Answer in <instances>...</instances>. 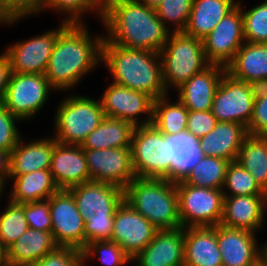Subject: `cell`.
Masks as SVG:
<instances>
[{
  "label": "cell",
  "instance_id": "cell-1",
  "mask_svg": "<svg viewBox=\"0 0 267 266\" xmlns=\"http://www.w3.org/2000/svg\"><path fill=\"white\" fill-rule=\"evenodd\" d=\"M100 21L107 30L103 37L109 43L156 53L163 49L172 32L158 18L155 9L138 0H103Z\"/></svg>",
  "mask_w": 267,
  "mask_h": 266
},
{
  "label": "cell",
  "instance_id": "cell-2",
  "mask_svg": "<svg viewBox=\"0 0 267 266\" xmlns=\"http://www.w3.org/2000/svg\"><path fill=\"white\" fill-rule=\"evenodd\" d=\"M84 23H70L58 35L45 76L54 90L77 85L102 61V35L90 37Z\"/></svg>",
  "mask_w": 267,
  "mask_h": 266
},
{
  "label": "cell",
  "instance_id": "cell-3",
  "mask_svg": "<svg viewBox=\"0 0 267 266\" xmlns=\"http://www.w3.org/2000/svg\"><path fill=\"white\" fill-rule=\"evenodd\" d=\"M101 62L109 69L114 84L146 93L154 100L168 95L159 53L120 47L103 39Z\"/></svg>",
  "mask_w": 267,
  "mask_h": 266
},
{
  "label": "cell",
  "instance_id": "cell-4",
  "mask_svg": "<svg viewBox=\"0 0 267 266\" xmlns=\"http://www.w3.org/2000/svg\"><path fill=\"white\" fill-rule=\"evenodd\" d=\"M124 200L158 230L181 227L176 181L135 177L124 189Z\"/></svg>",
  "mask_w": 267,
  "mask_h": 266
},
{
  "label": "cell",
  "instance_id": "cell-5",
  "mask_svg": "<svg viewBox=\"0 0 267 266\" xmlns=\"http://www.w3.org/2000/svg\"><path fill=\"white\" fill-rule=\"evenodd\" d=\"M159 54L166 91L170 87L179 88L210 65L205 57L202 39L184 32H171Z\"/></svg>",
  "mask_w": 267,
  "mask_h": 266
},
{
  "label": "cell",
  "instance_id": "cell-6",
  "mask_svg": "<svg viewBox=\"0 0 267 266\" xmlns=\"http://www.w3.org/2000/svg\"><path fill=\"white\" fill-rule=\"evenodd\" d=\"M104 117L100 100L79 95L64 98L54 117V138L61 144L81 145Z\"/></svg>",
  "mask_w": 267,
  "mask_h": 266
},
{
  "label": "cell",
  "instance_id": "cell-7",
  "mask_svg": "<svg viewBox=\"0 0 267 266\" xmlns=\"http://www.w3.org/2000/svg\"><path fill=\"white\" fill-rule=\"evenodd\" d=\"M181 227L220 225L223 215V189L194 187L176 181Z\"/></svg>",
  "mask_w": 267,
  "mask_h": 266
},
{
  "label": "cell",
  "instance_id": "cell-8",
  "mask_svg": "<svg viewBox=\"0 0 267 266\" xmlns=\"http://www.w3.org/2000/svg\"><path fill=\"white\" fill-rule=\"evenodd\" d=\"M164 142L165 135L152 123L135 127L131 152L136 177L172 180L169 158L159 147Z\"/></svg>",
  "mask_w": 267,
  "mask_h": 266
},
{
  "label": "cell",
  "instance_id": "cell-9",
  "mask_svg": "<svg viewBox=\"0 0 267 266\" xmlns=\"http://www.w3.org/2000/svg\"><path fill=\"white\" fill-rule=\"evenodd\" d=\"M257 86L224 73L215 91L211 107L217 122L248 126L251 121Z\"/></svg>",
  "mask_w": 267,
  "mask_h": 266
},
{
  "label": "cell",
  "instance_id": "cell-10",
  "mask_svg": "<svg viewBox=\"0 0 267 266\" xmlns=\"http://www.w3.org/2000/svg\"><path fill=\"white\" fill-rule=\"evenodd\" d=\"M50 86L45 74L12 72L2 104L21 121L36 116L48 99Z\"/></svg>",
  "mask_w": 267,
  "mask_h": 266
},
{
  "label": "cell",
  "instance_id": "cell-11",
  "mask_svg": "<svg viewBox=\"0 0 267 266\" xmlns=\"http://www.w3.org/2000/svg\"><path fill=\"white\" fill-rule=\"evenodd\" d=\"M48 201L52 221L51 233L56 245L83 251L85 221L72 194L66 189H59Z\"/></svg>",
  "mask_w": 267,
  "mask_h": 266
},
{
  "label": "cell",
  "instance_id": "cell-12",
  "mask_svg": "<svg viewBox=\"0 0 267 266\" xmlns=\"http://www.w3.org/2000/svg\"><path fill=\"white\" fill-rule=\"evenodd\" d=\"M202 41L207 61L226 67L245 43L241 8L237 5Z\"/></svg>",
  "mask_w": 267,
  "mask_h": 266
},
{
  "label": "cell",
  "instance_id": "cell-13",
  "mask_svg": "<svg viewBox=\"0 0 267 266\" xmlns=\"http://www.w3.org/2000/svg\"><path fill=\"white\" fill-rule=\"evenodd\" d=\"M90 181L125 189L136 177L131 148L84 150Z\"/></svg>",
  "mask_w": 267,
  "mask_h": 266
},
{
  "label": "cell",
  "instance_id": "cell-14",
  "mask_svg": "<svg viewBox=\"0 0 267 266\" xmlns=\"http://www.w3.org/2000/svg\"><path fill=\"white\" fill-rule=\"evenodd\" d=\"M68 24L62 21L57 29L9 46L4 53L9 58L12 72L45 74L56 39Z\"/></svg>",
  "mask_w": 267,
  "mask_h": 266
},
{
  "label": "cell",
  "instance_id": "cell-15",
  "mask_svg": "<svg viewBox=\"0 0 267 266\" xmlns=\"http://www.w3.org/2000/svg\"><path fill=\"white\" fill-rule=\"evenodd\" d=\"M158 229L125 200L115 211L111 241L133 259L154 238Z\"/></svg>",
  "mask_w": 267,
  "mask_h": 266
},
{
  "label": "cell",
  "instance_id": "cell-16",
  "mask_svg": "<svg viewBox=\"0 0 267 266\" xmlns=\"http://www.w3.org/2000/svg\"><path fill=\"white\" fill-rule=\"evenodd\" d=\"M100 101L106 117L128 121L135 127L152 123L154 99L146 93L111 83ZM141 114L149 117L141 122L137 121Z\"/></svg>",
  "mask_w": 267,
  "mask_h": 266
},
{
  "label": "cell",
  "instance_id": "cell-17",
  "mask_svg": "<svg viewBox=\"0 0 267 266\" xmlns=\"http://www.w3.org/2000/svg\"><path fill=\"white\" fill-rule=\"evenodd\" d=\"M67 190L84 220L93 214H115L124 201V189L109 183L90 181Z\"/></svg>",
  "mask_w": 267,
  "mask_h": 266
},
{
  "label": "cell",
  "instance_id": "cell-18",
  "mask_svg": "<svg viewBox=\"0 0 267 266\" xmlns=\"http://www.w3.org/2000/svg\"><path fill=\"white\" fill-rule=\"evenodd\" d=\"M50 172L59 189H69L90 182L84 149L80 145L56 143Z\"/></svg>",
  "mask_w": 267,
  "mask_h": 266
},
{
  "label": "cell",
  "instance_id": "cell-19",
  "mask_svg": "<svg viewBox=\"0 0 267 266\" xmlns=\"http://www.w3.org/2000/svg\"><path fill=\"white\" fill-rule=\"evenodd\" d=\"M256 233L217 225V243L223 266H257L259 247Z\"/></svg>",
  "mask_w": 267,
  "mask_h": 266
},
{
  "label": "cell",
  "instance_id": "cell-20",
  "mask_svg": "<svg viewBox=\"0 0 267 266\" xmlns=\"http://www.w3.org/2000/svg\"><path fill=\"white\" fill-rule=\"evenodd\" d=\"M132 261L137 266H184V228L158 230Z\"/></svg>",
  "mask_w": 267,
  "mask_h": 266
},
{
  "label": "cell",
  "instance_id": "cell-21",
  "mask_svg": "<svg viewBox=\"0 0 267 266\" xmlns=\"http://www.w3.org/2000/svg\"><path fill=\"white\" fill-rule=\"evenodd\" d=\"M225 72L226 67L210 64L177 88V99L189 111L211 110L215 91Z\"/></svg>",
  "mask_w": 267,
  "mask_h": 266
},
{
  "label": "cell",
  "instance_id": "cell-22",
  "mask_svg": "<svg viewBox=\"0 0 267 266\" xmlns=\"http://www.w3.org/2000/svg\"><path fill=\"white\" fill-rule=\"evenodd\" d=\"M264 196H224L221 225L232 229H244L256 233L264 220Z\"/></svg>",
  "mask_w": 267,
  "mask_h": 266
},
{
  "label": "cell",
  "instance_id": "cell-23",
  "mask_svg": "<svg viewBox=\"0 0 267 266\" xmlns=\"http://www.w3.org/2000/svg\"><path fill=\"white\" fill-rule=\"evenodd\" d=\"M184 266H223L217 225L184 228Z\"/></svg>",
  "mask_w": 267,
  "mask_h": 266
},
{
  "label": "cell",
  "instance_id": "cell-24",
  "mask_svg": "<svg viewBox=\"0 0 267 266\" xmlns=\"http://www.w3.org/2000/svg\"><path fill=\"white\" fill-rule=\"evenodd\" d=\"M248 136L247 127L233 122H217L213 130L198 139L202 155L236 161Z\"/></svg>",
  "mask_w": 267,
  "mask_h": 266
},
{
  "label": "cell",
  "instance_id": "cell-25",
  "mask_svg": "<svg viewBox=\"0 0 267 266\" xmlns=\"http://www.w3.org/2000/svg\"><path fill=\"white\" fill-rule=\"evenodd\" d=\"M233 78L256 86L267 84V43L245 42L226 66Z\"/></svg>",
  "mask_w": 267,
  "mask_h": 266
},
{
  "label": "cell",
  "instance_id": "cell-26",
  "mask_svg": "<svg viewBox=\"0 0 267 266\" xmlns=\"http://www.w3.org/2000/svg\"><path fill=\"white\" fill-rule=\"evenodd\" d=\"M57 141L53 137L18 144L10 152V176L50 169L51 156Z\"/></svg>",
  "mask_w": 267,
  "mask_h": 266
},
{
  "label": "cell",
  "instance_id": "cell-27",
  "mask_svg": "<svg viewBox=\"0 0 267 266\" xmlns=\"http://www.w3.org/2000/svg\"><path fill=\"white\" fill-rule=\"evenodd\" d=\"M159 147L169 158L173 181L181 180L203 156L198 139L188 131L165 136V142Z\"/></svg>",
  "mask_w": 267,
  "mask_h": 266
},
{
  "label": "cell",
  "instance_id": "cell-28",
  "mask_svg": "<svg viewBox=\"0 0 267 266\" xmlns=\"http://www.w3.org/2000/svg\"><path fill=\"white\" fill-rule=\"evenodd\" d=\"M57 247L51 231L28 228L9 248L10 266H29Z\"/></svg>",
  "mask_w": 267,
  "mask_h": 266
},
{
  "label": "cell",
  "instance_id": "cell-29",
  "mask_svg": "<svg viewBox=\"0 0 267 266\" xmlns=\"http://www.w3.org/2000/svg\"><path fill=\"white\" fill-rule=\"evenodd\" d=\"M237 4V0H193L188 24L183 32L203 39Z\"/></svg>",
  "mask_w": 267,
  "mask_h": 266
},
{
  "label": "cell",
  "instance_id": "cell-30",
  "mask_svg": "<svg viewBox=\"0 0 267 266\" xmlns=\"http://www.w3.org/2000/svg\"><path fill=\"white\" fill-rule=\"evenodd\" d=\"M9 178L13 180V187L8 199L19 204L48 200L59 190L50 169L9 176Z\"/></svg>",
  "mask_w": 267,
  "mask_h": 266
},
{
  "label": "cell",
  "instance_id": "cell-31",
  "mask_svg": "<svg viewBox=\"0 0 267 266\" xmlns=\"http://www.w3.org/2000/svg\"><path fill=\"white\" fill-rule=\"evenodd\" d=\"M135 126L118 118L104 117L80 145L84 150L131 148Z\"/></svg>",
  "mask_w": 267,
  "mask_h": 266
},
{
  "label": "cell",
  "instance_id": "cell-32",
  "mask_svg": "<svg viewBox=\"0 0 267 266\" xmlns=\"http://www.w3.org/2000/svg\"><path fill=\"white\" fill-rule=\"evenodd\" d=\"M236 161L250 172L263 190L267 188V136L248 135Z\"/></svg>",
  "mask_w": 267,
  "mask_h": 266
},
{
  "label": "cell",
  "instance_id": "cell-33",
  "mask_svg": "<svg viewBox=\"0 0 267 266\" xmlns=\"http://www.w3.org/2000/svg\"><path fill=\"white\" fill-rule=\"evenodd\" d=\"M188 114L189 110L178 99L170 103L166 95L154 100L152 124L165 136L176 135L186 131Z\"/></svg>",
  "mask_w": 267,
  "mask_h": 266
},
{
  "label": "cell",
  "instance_id": "cell-34",
  "mask_svg": "<svg viewBox=\"0 0 267 266\" xmlns=\"http://www.w3.org/2000/svg\"><path fill=\"white\" fill-rule=\"evenodd\" d=\"M229 163L222 158L203 155L181 181L194 187L223 189Z\"/></svg>",
  "mask_w": 267,
  "mask_h": 266
},
{
  "label": "cell",
  "instance_id": "cell-35",
  "mask_svg": "<svg viewBox=\"0 0 267 266\" xmlns=\"http://www.w3.org/2000/svg\"><path fill=\"white\" fill-rule=\"evenodd\" d=\"M225 189L227 192H225ZM229 191V192H228ZM224 196L264 195V190L254 180V177L238 161L230 162L223 185Z\"/></svg>",
  "mask_w": 267,
  "mask_h": 266
},
{
  "label": "cell",
  "instance_id": "cell-36",
  "mask_svg": "<svg viewBox=\"0 0 267 266\" xmlns=\"http://www.w3.org/2000/svg\"><path fill=\"white\" fill-rule=\"evenodd\" d=\"M27 229L24 204L9 200L0 215V242L8 249Z\"/></svg>",
  "mask_w": 267,
  "mask_h": 266
},
{
  "label": "cell",
  "instance_id": "cell-37",
  "mask_svg": "<svg viewBox=\"0 0 267 266\" xmlns=\"http://www.w3.org/2000/svg\"><path fill=\"white\" fill-rule=\"evenodd\" d=\"M245 42L267 43V0L247 10L242 9Z\"/></svg>",
  "mask_w": 267,
  "mask_h": 266
},
{
  "label": "cell",
  "instance_id": "cell-38",
  "mask_svg": "<svg viewBox=\"0 0 267 266\" xmlns=\"http://www.w3.org/2000/svg\"><path fill=\"white\" fill-rule=\"evenodd\" d=\"M192 4L193 0H163L155 11L166 27L168 22L175 25L172 32H183L188 24Z\"/></svg>",
  "mask_w": 267,
  "mask_h": 266
},
{
  "label": "cell",
  "instance_id": "cell-39",
  "mask_svg": "<svg viewBox=\"0 0 267 266\" xmlns=\"http://www.w3.org/2000/svg\"><path fill=\"white\" fill-rule=\"evenodd\" d=\"M103 0H55L48 9L65 13V23H84L82 20L86 12L95 11L102 19ZM68 16V17H67Z\"/></svg>",
  "mask_w": 267,
  "mask_h": 266
},
{
  "label": "cell",
  "instance_id": "cell-40",
  "mask_svg": "<svg viewBox=\"0 0 267 266\" xmlns=\"http://www.w3.org/2000/svg\"><path fill=\"white\" fill-rule=\"evenodd\" d=\"M96 254L104 265L122 266L133 262L124 250L113 241H95L89 243L83 250V258L89 260Z\"/></svg>",
  "mask_w": 267,
  "mask_h": 266
},
{
  "label": "cell",
  "instance_id": "cell-41",
  "mask_svg": "<svg viewBox=\"0 0 267 266\" xmlns=\"http://www.w3.org/2000/svg\"><path fill=\"white\" fill-rule=\"evenodd\" d=\"M115 214H93L85 219V247L95 241H111Z\"/></svg>",
  "mask_w": 267,
  "mask_h": 266
},
{
  "label": "cell",
  "instance_id": "cell-42",
  "mask_svg": "<svg viewBox=\"0 0 267 266\" xmlns=\"http://www.w3.org/2000/svg\"><path fill=\"white\" fill-rule=\"evenodd\" d=\"M34 13H39V0H0V24L12 25Z\"/></svg>",
  "mask_w": 267,
  "mask_h": 266
},
{
  "label": "cell",
  "instance_id": "cell-43",
  "mask_svg": "<svg viewBox=\"0 0 267 266\" xmlns=\"http://www.w3.org/2000/svg\"><path fill=\"white\" fill-rule=\"evenodd\" d=\"M248 135L267 136V84L257 86Z\"/></svg>",
  "mask_w": 267,
  "mask_h": 266
},
{
  "label": "cell",
  "instance_id": "cell-44",
  "mask_svg": "<svg viewBox=\"0 0 267 266\" xmlns=\"http://www.w3.org/2000/svg\"><path fill=\"white\" fill-rule=\"evenodd\" d=\"M83 262V251L57 246L45 257L29 266H80Z\"/></svg>",
  "mask_w": 267,
  "mask_h": 266
},
{
  "label": "cell",
  "instance_id": "cell-45",
  "mask_svg": "<svg viewBox=\"0 0 267 266\" xmlns=\"http://www.w3.org/2000/svg\"><path fill=\"white\" fill-rule=\"evenodd\" d=\"M20 119L15 117L2 103H0V149L9 152L21 139L16 122Z\"/></svg>",
  "mask_w": 267,
  "mask_h": 266
},
{
  "label": "cell",
  "instance_id": "cell-46",
  "mask_svg": "<svg viewBox=\"0 0 267 266\" xmlns=\"http://www.w3.org/2000/svg\"><path fill=\"white\" fill-rule=\"evenodd\" d=\"M24 213L28 228L40 231H51L52 221L48 200L25 203Z\"/></svg>",
  "mask_w": 267,
  "mask_h": 266
},
{
  "label": "cell",
  "instance_id": "cell-47",
  "mask_svg": "<svg viewBox=\"0 0 267 266\" xmlns=\"http://www.w3.org/2000/svg\"><path fill=\"white\" fill-rule=\"evenodd\" d=\"M217 124L216 117L209 111H189L187 129L196 139L208 134Z\"/></svg>",
  "mask_w": 267,
  "mask_h": 266
},
{
  "label": "cell",
  "instance_id": "cell-48",
  "mask_svg": "<svg viewBox=\"0 0 267 266\" xmlns=\"http://www.w3.org/2000/svg\"><path fill=\"white\" fill-rule=\"evenodd\" d=\"M12 70L9 58L4 52L0 54V103L3 102Z\"/></svg>",
  "mask_w": 267,
  "mask_h": 266
},
{
  "label": "cell",
  "instance_id": "cell-49",
  "mask_svg": "<svg viewBox=\"0 0 267 266\" xmlns=\"http://www.w3.org/2000/svg\"><path fill=\"white\" fill-rule=\"evenodd\" d=\"M10 176V152L0 149V180L4 183Z\"/></svg>",
  "mask_w": 267,
  "mask_h": 266
},
{
  "label": "cell",
  "instance_id": "cell-50",
  "mask_svg": "<svg viewBox=\"0 0 267 266\" xmlns=\"http://www.w3.org/2000/svg\"><path fill=\"white\" fill-rule=\"evenodd\" d=\"M0 266H10L8 249L0 242Z\"/></svg>",
  "mask_w": 267,
  "mask_h": 266
},
{
  "label": "cell",
  "instance_id": "cell-51",
  "mask_svg": "<svg viewBox=\"0 0 267 266\" xmlns=\"http://www.w3.org/2000/svg\"><path fill=\"white\" fill-rule=\"evenodd\" d=\"M259 264L267 266V243L259 247Z\"/></svg>",
  "mask_w": 267,
  "mask_h": 266
},
{
  "label": "cell",
  "instance_id": "cell-52",
  "mask_svg": "<svg viewBox=\"0 0 267 266\" xmlns=\"http://www.w3.org/2000/svg\"><path fill=\"white\" fill-rule=\"evenodd\" d=\"M140 3L146 5L147 7L150 8H157L158 5L163 1V0H138Z\"/></svg>",
  "mask_w": 267,
  "mask_h": 266
},
{
  "label": "cell",
  "instance_id": "cell-53",
  "mask_svg": "<svg viewBox=\"0 0 267 266\" xmlns=\"http://www.w3.org/2000/svg\"><path fill=\"white\" fill-rule=\"evenodd\" d=\"M55 0H39V12L47 9Z\"/></svg>",
  "mask_w": 267,
  "mask_h": 266
},
{
  "label": "cell",
  "instance_id": "cell-54",
  "mask_svg": "<svg viewBox=\"0 0 267 266\" xmlns=\"http://www.w3.org/2000/svg\"><path fill=\"white\" fill-rule=\"evenodd\" d=\"M264 209H266L267 206V188L264 190Z\"/></svg>",
  "mask_w": 267,
  "mask_h": 266
},
{
  "label": "cell",
  "instance_id": "cell-55",
  "mask_svg": "<svg viewBox=\"0 0 267 266\" xmlns=\"http://www.w3.org/2000/svg\"><path fill=\"white\" fill-rule=\"evenodd\" d=\"M4 187H5V183H3V182L0 180V196L2 195L1 193H2L3 190H4Z\"/></svg>",
  "mask_w": 267,
  "mask_h": 266
},
{
  "label": "cell",
  "instance_id": "cell-56",
  "mask_svg": "<svg viewBox=\"0 0 267 266\" xmlns=\"http://www.w3.org/2000/svg\"><path fill=\"white\" fill-rule=\"evenodd\" d=\"M85 263H87V262H83L80 266H84V265H86Z\"/></svg>",
  "mask_w": 267,
  "mask_h": 266
}]
</instances>
